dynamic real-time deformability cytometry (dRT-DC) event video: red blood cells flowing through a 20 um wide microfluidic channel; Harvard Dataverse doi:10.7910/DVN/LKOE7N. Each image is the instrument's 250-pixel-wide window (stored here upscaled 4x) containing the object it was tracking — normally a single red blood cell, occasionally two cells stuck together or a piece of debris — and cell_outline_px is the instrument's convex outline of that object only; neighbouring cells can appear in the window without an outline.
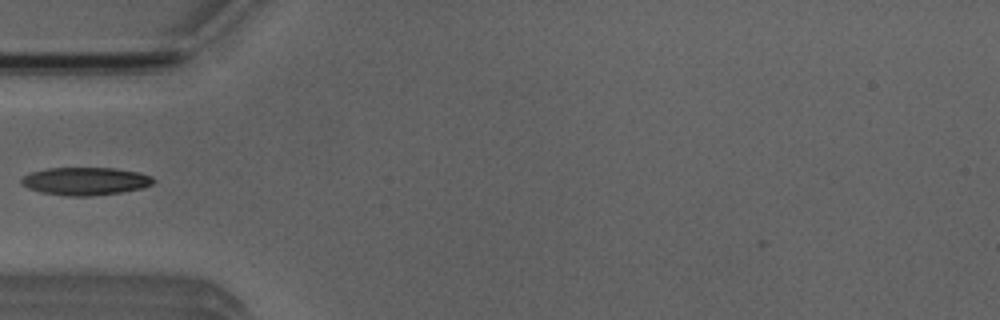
{"species": "Egyptian fruit bat (a non-hibernating species)", "species_latin": "Rousettus aegyptiacus", "temperature_condition": "room temperature", "stored_images_in_passage": 5, "camera_frame_rate_fps": 3000, "um_per_image_px": 0.085, "animal": {"sex": "male"}, "frame": {"image": 1, "passage_image": 4, "time_ms": 3.667, "image_size_px": [1000, 320], "cell_outline_px": [[156, 180], [152, 184], [144, 188], [120, 192], [92, 196], [68, 196], [40, 192], [28, 188], [20, 184], [20, 180], [28, 172], [48, 168], [116, 168], [140, 172], [152, 176]], "centroid_in_image_um": [7.26, 15.39], "position_along_channel_um": 77.7, "area_um2": 21.68}}